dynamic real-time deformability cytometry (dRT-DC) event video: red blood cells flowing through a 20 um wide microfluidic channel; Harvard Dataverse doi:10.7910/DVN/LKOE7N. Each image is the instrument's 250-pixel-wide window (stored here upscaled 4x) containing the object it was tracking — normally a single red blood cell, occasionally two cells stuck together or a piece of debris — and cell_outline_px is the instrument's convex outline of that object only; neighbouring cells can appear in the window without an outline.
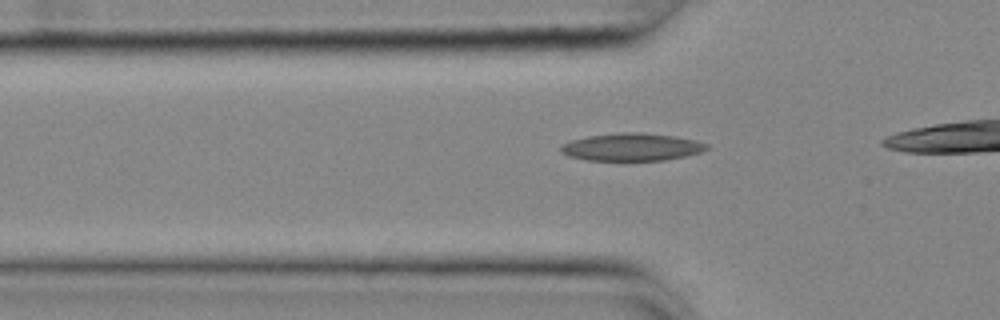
{"species": "common noctule bat (a hibernating species)", "species_latin": "Nyctalus noctula", "temperature_condition": "cold", "stored_images_in_passage": 27, "camera_frame_rate_fps": 3000, "um_per_image_px": 0.085, "animal": {"sex": "female", "body_mass_g": 25.1}, "frame": {"image": 1, "passage_image": 4, "time_ms": 1.0, "image_size_px": [1000, 320], "cell_outline_px": [[708, 148], [700, 152], [684, 156], [664, 160], [584, 160], [568, 156], [560, 152], [560, 148], [564, 144], [572, 140], [588, 136], [616, 132], [636, 132], [672, 136], [696, 140], [708, 144]], "centroid_in_image_um": [53.67, 12.49], "position_along_channel_um": 72.1, "area_um2": 23.29}}
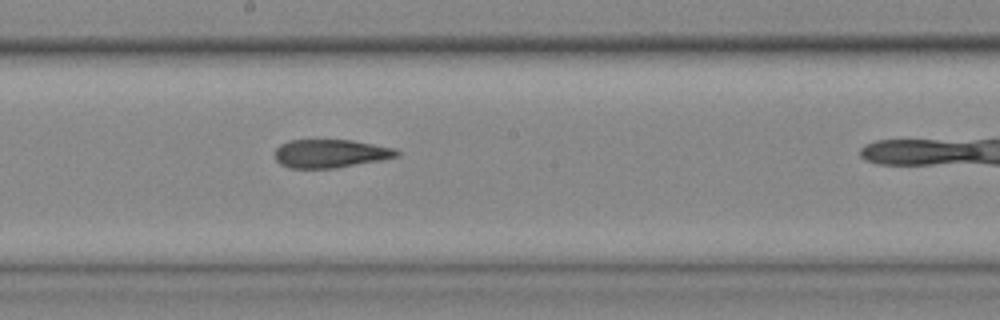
{"frame": {"image": 2, "passage_image": 16, "time_ms": 5.0, "image_size_px": [1000, 320], "cell_outline_px": [[400, 152], [396, 156], [380, 160], [336, 168], [288, 168], [280, 164], [276, 160], [276, 148], [280, 144], [288, 140], [352, 140], [392, 148]], "centroid_in_image_um": [28.03, 13.05], "position_along_channel_um": 220.2, "area_um2": 19.94}}
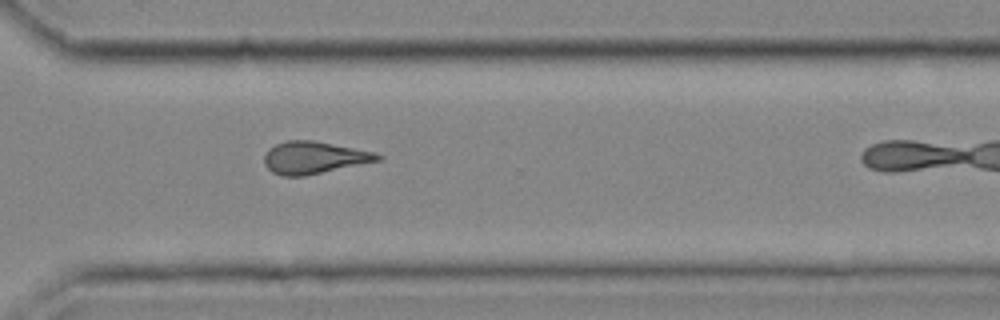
{"frame": {"image": 3, "passage_image": 26, "time_ms": 8.333, "image_size_px": [1000, 320], "cell_outline_px": [[384, 156], [380, 160], [304, 176], [280, 176], [272, 172], [264, 164], [264, 156], [276, 144], [288, 140], [312, 140], [372, 152]], "centroid_in_image_um": [26.66, 13.41], "position_along_channel_um": 343.9, "area_um2": 20.87}}